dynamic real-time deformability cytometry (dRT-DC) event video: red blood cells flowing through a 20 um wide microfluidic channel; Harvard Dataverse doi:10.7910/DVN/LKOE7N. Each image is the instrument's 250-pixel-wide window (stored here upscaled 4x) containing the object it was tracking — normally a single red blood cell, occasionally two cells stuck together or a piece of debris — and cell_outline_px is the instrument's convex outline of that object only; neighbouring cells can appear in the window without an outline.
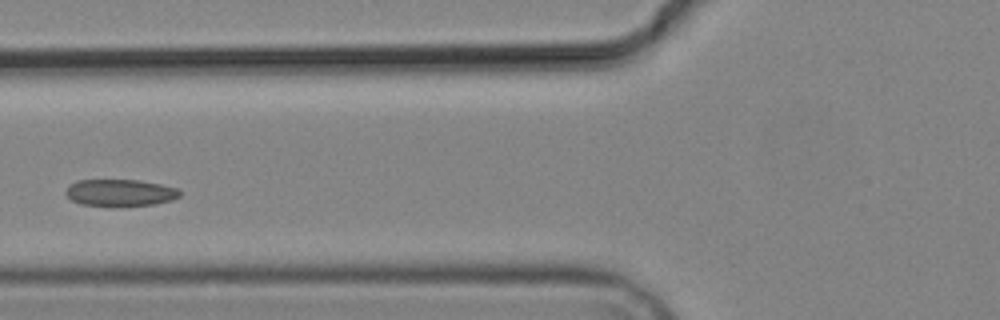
{"species": "common noctule bat (a hibernating species)", "species_latin": "Nyctalus noctula", "temperature_condition": "cold", "stored_images_in_passage": 8, "camera_frame_rate_fps": 3000, "um_per_image_px": 0.085, "animal": {"sex": "male", "body_mass_g": 19.2, "forearm_length_mm": 51.8}, "frame": {"image": 1, "passage_image": 5, "time_ms": 4.667, "image_size_px": [1000, 320], "cell_outline_px": [[180, 196], [172, 200], [156, 204], [116, 208], [112, 208], [80, 204], [72, 200], [64, 192], [68, 184], [76, 180], [140, 180], [160, 184], [176, 188], [180, 192]], "centroid_in_image_um": [10.17, 16.41], "position_along_channel_um": 115.6, "area_um2": 18.5}}
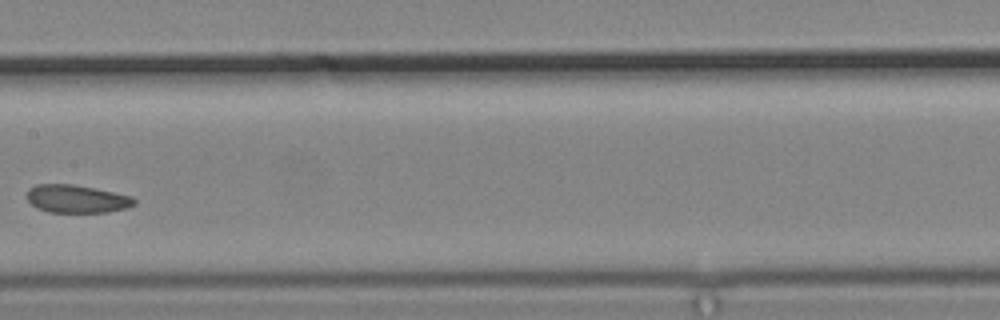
{"frame": {"image": 2, "passage_image": 7, "time_ms": 7.0, "image_size_px": [1000, 320], "cell_outline_px": [[136, 204], [128, 208], [108, 212], [48, 212], [36, 208], [28, 200], [28, 188], [36, 184], [72, 184], [96, 188], [132, 196], [136, 200]], "centroid_in_image_um": [6.54, 16.9], "position_along_channel_um": 200.9, "area_um2": 17.63}}
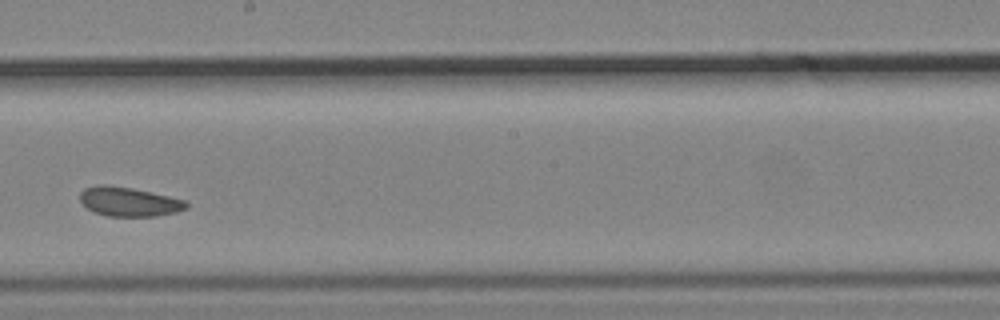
{"frame": {"image": 3, "passage_image": 8, "time_ms": 8.0, "image_size_px": [1000, 320], "cell_outline_px": [[188, 208], [176, 212], [156, 216], [108, 216], [96, 212], [88, 208], [80, 200], [80, 192], [84, 188], [100, 184], [108, 184], [132, 188], [188, 200]], "centroid_in_image_um": [10.99, 17.13], "position_along_channel_um": 237.2, "area_um2": 18.15}}